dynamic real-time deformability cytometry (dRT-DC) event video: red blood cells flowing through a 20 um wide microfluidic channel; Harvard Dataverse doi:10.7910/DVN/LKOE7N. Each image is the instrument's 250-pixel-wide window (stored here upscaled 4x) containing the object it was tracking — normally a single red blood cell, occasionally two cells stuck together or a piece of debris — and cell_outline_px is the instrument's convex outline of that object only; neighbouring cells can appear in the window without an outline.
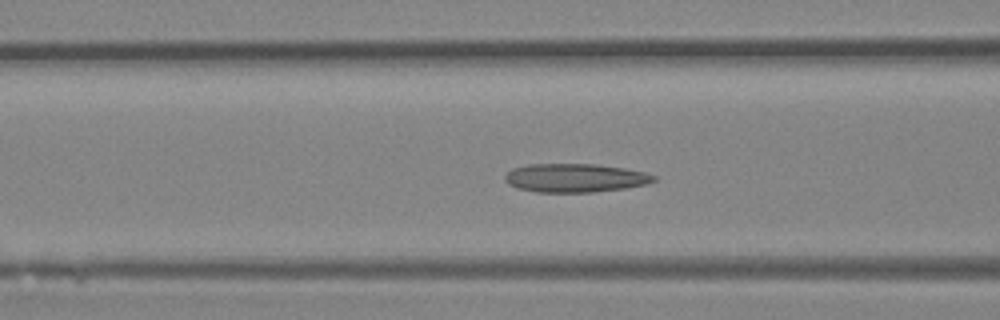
{"species": "Egyptian fruit bat (a non-hibernating species)", "species_latin": "Rousettus aegyptiacus", "temperature_condition": "room temperature", "stored_images_in_passage": 44, "camera_frame_rate_fps": 3000, "um_per_image_px": 0.085, "animal": {"sex": "female"}, "frame": {"image": 1, "passage_image": 17, "time_ms": 5.333, "image_size_px": [1000, 320], "cell_outline_px": [[656, 180], [648, 184], [624, 188], [592, 192], [536, 192], [516, 188], [508, 184], [504, 180], [504, 176], [512, 168], [528, 164], [596, 164], [624, 168], [644, 172], [656, 176]], "centroid_in_image_um": [48.86, 15.12], "position_along_channel_um": 117.7, "area_um2": 24.91}}
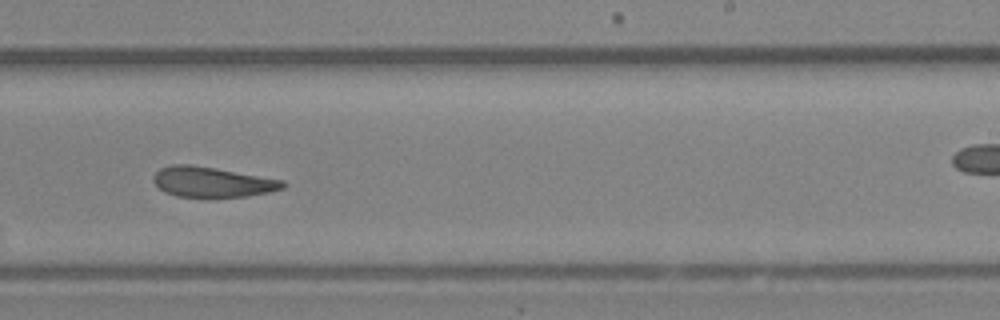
{"frame": {"image": 2, "passage_image": 27, "time_ms": 8.667, "image_size_px": [1000, 320], "cell_outline_px": [[288, 184], [284, 188], [268, 192], [248, 196], [208, 200], [176, 196], [164, 192], [152, 180], [152, 176], [160, 168], [172, 164], [188, 164], [216, 168], [284, 180]], "centroid_in_image_um": [18.03, 15.51], "position_along_channel_um": 271.0, "area_um2": 23.7}}
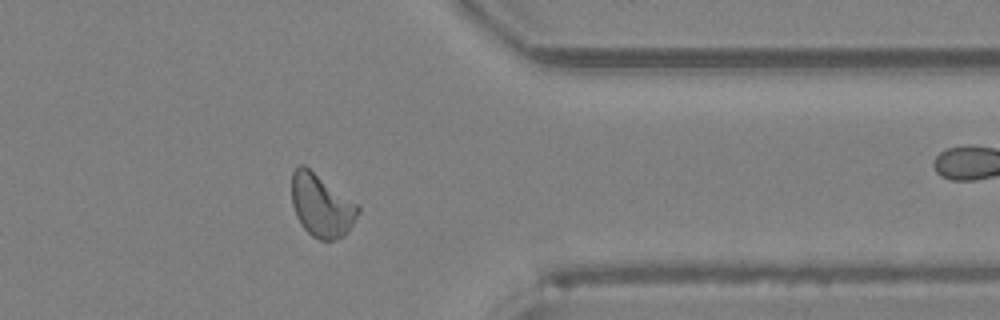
{"frame": {"image": 3, "passage_image": 35, "time_ms": 11.333, "image_size_px": [1000, 320], "cell_outline_px": [[360, 212], [344, 236], [336, 240], [320, 240], [312, 236], [300, 224], [296, 216], [292, 204], [292, 172], [300, 164], [304, 164], [360, 204]], "centroid_in_image_um": [27.34, 17.46], "position_along_channel_um": 384.1, "area_um2": 24.62}}